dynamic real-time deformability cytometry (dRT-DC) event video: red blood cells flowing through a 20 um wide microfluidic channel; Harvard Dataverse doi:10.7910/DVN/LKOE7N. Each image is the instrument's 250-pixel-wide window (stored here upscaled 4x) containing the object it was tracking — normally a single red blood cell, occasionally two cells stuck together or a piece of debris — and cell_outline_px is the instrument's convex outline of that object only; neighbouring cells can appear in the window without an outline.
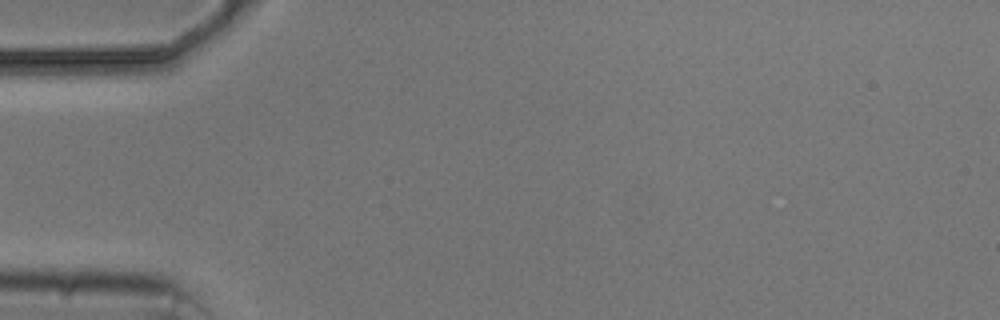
{"species": "common noctule bat (a hibernating species)", "species_latin": "Nyctalus noctula", "temperature_condition": "cold", "stored_images_in_passage": 3, "camera_frame_rate_fps": 3000, "um_per_image_px": 0.085, "animal": {"sex": "male", "body_mass_g": 20.5, "forearm_length_mm": 52.5}, "frame": {"image": 1, "passage_image": 1, "time_ms": 0.0, "image_size_px": [1000, 320], "cell_outline_px": [[160, 60], [112, 80], [40, 80], [32, 60], [88, 52], [152, 52], [160, 56]], "centroid_in_image_um": [7.89, 5.57], "position_along_channel_um": 77.1, "area_um2": 20.11}}